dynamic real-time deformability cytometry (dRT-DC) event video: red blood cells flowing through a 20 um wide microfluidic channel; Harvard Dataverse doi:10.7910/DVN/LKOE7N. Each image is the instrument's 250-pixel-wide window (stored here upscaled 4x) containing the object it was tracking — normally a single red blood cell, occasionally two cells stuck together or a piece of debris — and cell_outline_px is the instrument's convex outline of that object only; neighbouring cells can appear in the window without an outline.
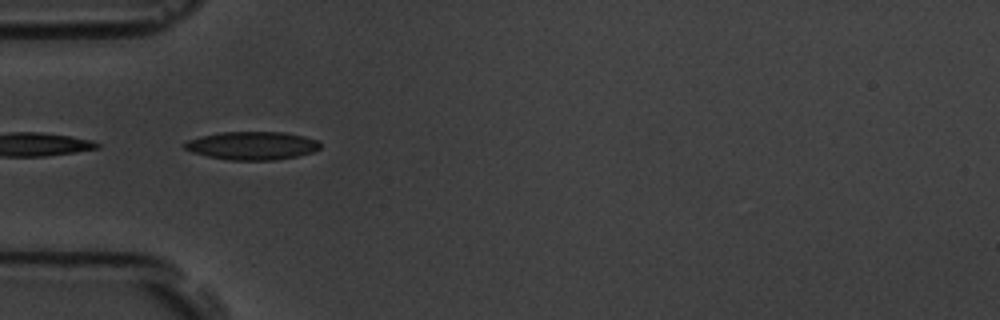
{"species": "common noctule bat (a hibernating species)", "species_latin": "Nyctalus noctula", "temperature_condition": "room temperature", "stored_images_in_passage": 14, "camera_frame_rate_fps": 3000, "um_per_image_px": 0.085, "animal": {"sex": "male", "body_mass_g": 19.5, "forearm_length_mm": 54.6}, "frame": {"image": 1, "passage_image": 3, "time_ms": 2.333, "image_size_px": [1000, 320], "cell_outline_px": [[320, 148], [312, 152], [296, 156], [272, 160], [228, 160], [208, 156], [192, 152], [184, 148], [180, 144], [188, 140], [200, 136], [220, 132], [284, 132], [304, 136], [316, 140], [320, 144]], "centroid_in_image_um": [21.38, 12.37], "position_along_channel_um": 63.6, "area_um2": 22.25}}
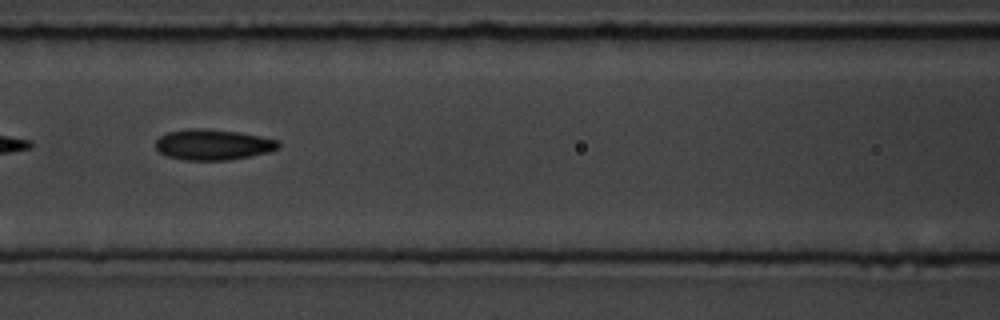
{"frame": {"image": 2, "passage_image": 5, "time_ms": 4.667, "image_size_px": [1000, 320], "cell_outline_px": [[280, 148], [268, 152], [228, 160], [184, 160], [168, 156], [160, 152], [156, 148], [156, 140], [160, 136], [168, 132], [188, 128], [204, 128], [240, 132], [260, 136], [276, 140], [280, 144]], "centroid_in_image_um": [18.09, 12.28], "position_along_channel_um": 148.5, "area_um2": 21.91}}
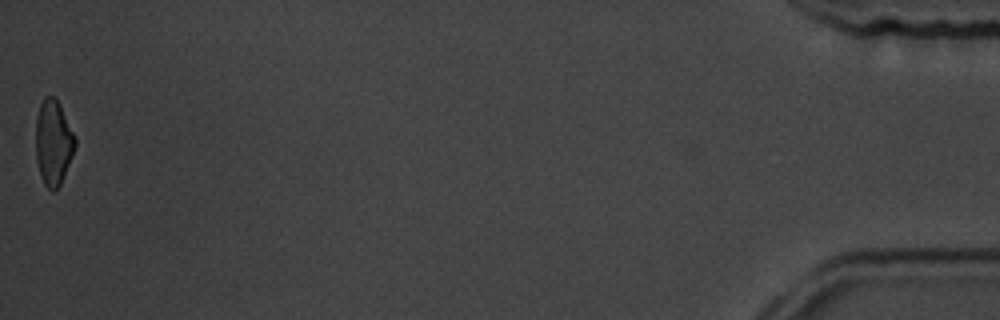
{"frame": {"image": 3, "passage_image": 14, "time_ms": 15.0, "image_size_px": [1000, 320], "cell_outline_px": [[76, 144], [72, 156], [60, 184], [52, 192], [44, 184], [36, 160], [36, 116], [40, 104], [44, 96], [52, 96], [56, 100], [76, 136]], "centroid_in_image_um": [4.52, 12.11], "position_along_channel_um": 430.7, "area_um2": 19.25}, "authors_computed_cell_mechanics": {"area_um2": 21.097, "velocity_mm_per_s": 3.6966, "shape_relaxation_time_tau1_ms": 4.5252, "shape_relaxation_time_tau2_ms": 3.6828, "deformation_change_tau1": 0.1136, "deformation_change_tau2": 0.0889}}